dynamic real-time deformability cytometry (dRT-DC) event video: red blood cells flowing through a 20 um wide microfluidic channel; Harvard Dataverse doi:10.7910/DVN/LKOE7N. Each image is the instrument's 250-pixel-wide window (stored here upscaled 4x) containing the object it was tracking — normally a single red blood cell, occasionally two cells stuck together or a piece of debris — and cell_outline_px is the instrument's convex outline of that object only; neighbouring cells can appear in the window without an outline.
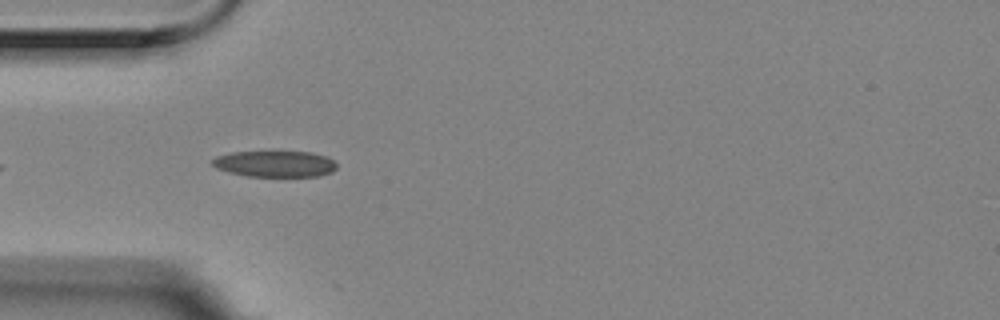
{"species": "Egyptian fruit bat (a non-hibernating species)", "species_latin": "Rousettus aegyptiacus", "temperature_condition": "room temperature", "stored_images_in_passage": 6, "camera_frame_rate_fps": 3000, "um_per_image_px": 0.085, "animal": {"sex": "female"}, "frame": {"image": 1, "passage_image": 5, "time_ms": 1.333, "image_size_px": [1000, 320], "cell_outline_px": [[336, 168], [332, 172], [320, 176], [248, 176], [228, 172], [216, 168], [212, 164], [212, 160], [216, 156], [232, 152], [312, 152], [328, 156], [336, 160]], "centroid_in_image_um": [23.41, 13.92], "position_along_channel_um": 61.6, "area_um2": 19.07}}
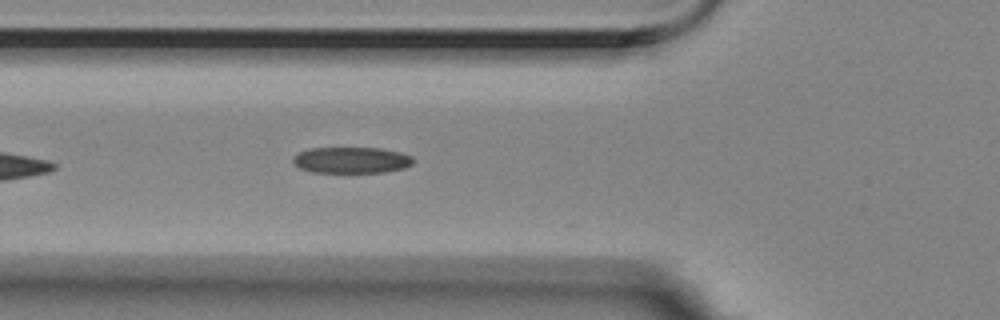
{"frame": {"image": 2, "passage_image": 6, "time_ms": 1.667, "image_size_px": [1000, 320], "cell_outline_px": [[412, 164], [404, 168], [384, 172], [312, 172], [300, 168], [292, 164], [292, 156], [300, 152], [312, 148], [380, 148], [400, 152], [412, 156]], "centroid_in_image_um": [29.84, 13.61], "position_along_channel_um": 96.0, "area_um2": 18.32}}